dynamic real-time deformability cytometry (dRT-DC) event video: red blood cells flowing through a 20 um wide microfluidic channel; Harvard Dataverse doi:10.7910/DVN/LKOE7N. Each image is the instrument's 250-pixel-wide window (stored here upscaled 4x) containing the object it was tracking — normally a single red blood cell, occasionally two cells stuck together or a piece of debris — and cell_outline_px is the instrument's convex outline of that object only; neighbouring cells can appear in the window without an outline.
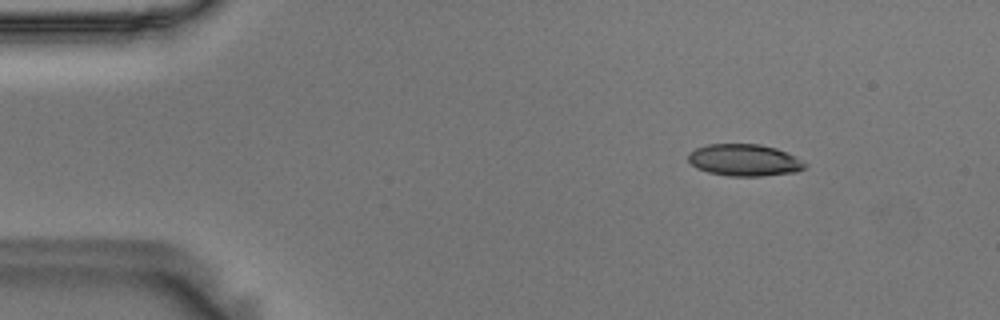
{"species": "Egyptian fruit bat (a non-hibernating species)", "species_latin": "Rousettus aegyptiacus", "temperature_condition": "room temperature", "stored_images_in_passage": 49, "camera_frame_rate_fps": 3000, "um_per_image_px": 0.085, "animal": {"sex": "male"}, "frame": {"image": 1, "passage_image": 1, "time_ms": 0.0, "image_size_px": [1000, 320], "cell_outline_px": [[808, 164], [804, 168], [796, 172], [760, 176], [728, 176], [708, 172], [696, 168], [688, 160], [688, 156], [696, 148], [708, 144], [760, 144], [776, 148], [796, 156]], "centroid_in_image_um": [63.29, 13.61], "position_along_channel_um": 21.7, "area_um2": 21.68}}
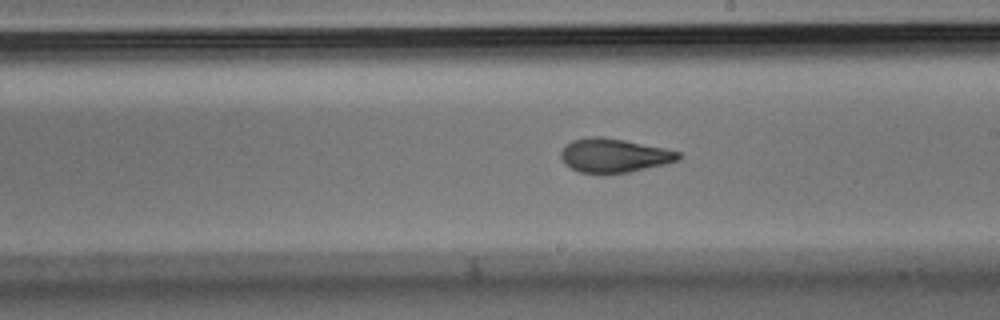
{"frame": {"image": 2, "passage_image": 25, "time_ms": 8.0, "image_size_px": [1000, 320], "cell_outline_px": [[680, 156], [676, 160], [664, 164], [628, 172], [580, 172], [564, 164], [560, 156], [560, 152], [572, 140], [592, 136], [600, 136], [624, 140], [664, 148], [680, 152]], "centroid_in_image_um": [52.16, 13.19], "position_along_channel_um": 236.8, "area_um2": 22.66}}
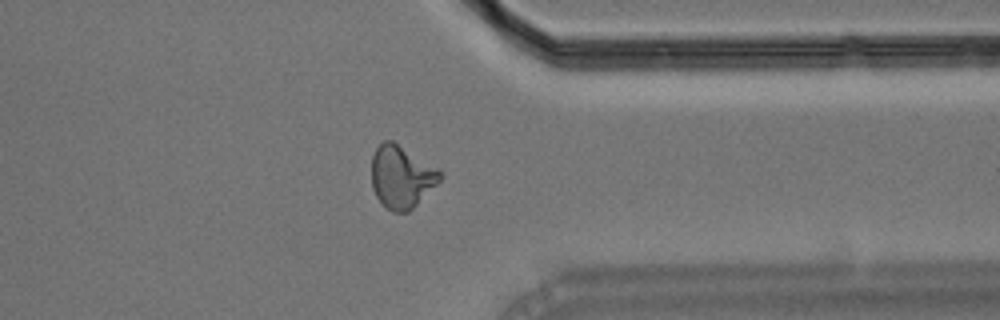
{"frame": {"image": 3, "passage_image": 37, "time_ms": 12.0, "image_size_px": [1000, 320], "cell_outline_px": [[444, 176], [408, 212], [392, 212], [376, 196], [372, 188], [372, 156], [376, 148], [384, 140], [392, 140], [440, 168]], "centroid_in_image_um": [34.14, 14.99], "position_along_channel_um": 377.3, "area_um2": 24.91}, "authors_computed_cell_mechanics": {"area_um2": 23.2356, "velocity_mm_per_s": 3.6444, "shape_relaxation_time_tau1_ms": 6.0377, "shape_relaxation_time_tau2_ms": 1.5981, "deformation_change_tau1": 0.1803, "deformation_change_tau2": 0.0745}}